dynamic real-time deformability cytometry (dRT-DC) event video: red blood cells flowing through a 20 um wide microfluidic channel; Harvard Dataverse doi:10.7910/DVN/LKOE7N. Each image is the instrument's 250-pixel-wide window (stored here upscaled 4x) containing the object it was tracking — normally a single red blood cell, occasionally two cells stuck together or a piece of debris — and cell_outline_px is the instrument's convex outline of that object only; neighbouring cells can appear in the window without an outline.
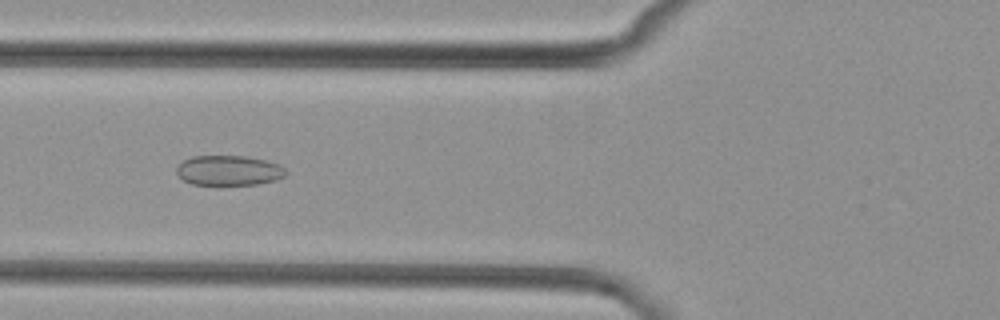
{"species": "common noctule bat (a hibernating species)", "species_latin": "Nyctalus noctula", "temperature_condition": "cold", "stored_images_in_passage": 6, "camera_frame_rate_fps": 3000, "um_per_image_px": 0.085, "animal": {"sex": "female", "body_mass_g": 29.2, "forearm_length_mm": 56.3}, "frame": {"image": 1, "passage_image": 5, "time_ms": 4.667, "image_size_px": [1000, 320], "cell_outline_px": [[288, 172], [284, 176], [276, 180], [256, 184], [216, 188], [192, 184], [184, 180], [176, 172], [176, 168], [184, 160], [192, 156], [248, 156], [280, 164]], "centroid_in_image_um": [19.44, 14.54], "position_along_channel_um": 106.4, "area_um2": 19.88}}
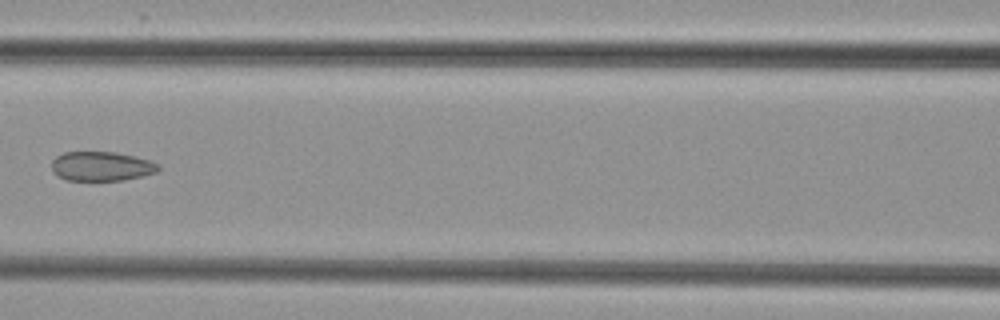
{"frame": {"image": 2, "passage_image": 6, "time_ms": 6.0, "image_size_px": [1000, 320], "cell_outline_px": [[160, 168], [156, 172], [124, 180], [64, 180], [56, 176], [52, 172], [52, 160], [56, 156], [64, 152], [116, 152], [148, 160], [160, 164]], "centroid_in_image_um": [8.58, 14.13], "position_along_channel_um": 158.0, "area_um2": 18.26}}